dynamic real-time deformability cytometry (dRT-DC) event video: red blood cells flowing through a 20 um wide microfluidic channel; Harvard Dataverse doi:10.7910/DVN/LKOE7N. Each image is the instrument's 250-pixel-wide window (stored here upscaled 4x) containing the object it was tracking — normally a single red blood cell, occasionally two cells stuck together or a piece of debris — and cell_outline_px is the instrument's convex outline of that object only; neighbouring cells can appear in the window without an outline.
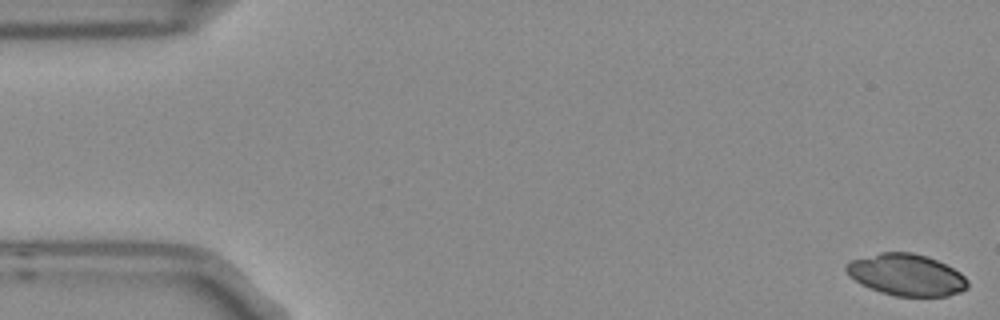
{"species": "Egyptian fruit bat (a non-hibernating species)", "species_latin": "Rousettus aegyptiacus", "temperature_condition": "room temperature", "stored_images_in_passage": 4, "camera_frame_rate_fps": 3000, "um_per_image_px": 0.085, "frame": {"image": 1, "passage_image": 1, "time_ms": 0.0, "image_size_px": [1000, 320], "cell_outline_px": [[968, 288], [960, 292], [948, 296], [896, 296], [880, 292], [860, 284], [848, 276], [844, 268], [844, 264], [848, 260], [880, 252], [912, 252], [928, 256], [960, 272], [968, 280]], "centroid_in_image_um": [77.0, 23.35], "position_along_channel_um": 8.0, "area_um2": 29.82}}